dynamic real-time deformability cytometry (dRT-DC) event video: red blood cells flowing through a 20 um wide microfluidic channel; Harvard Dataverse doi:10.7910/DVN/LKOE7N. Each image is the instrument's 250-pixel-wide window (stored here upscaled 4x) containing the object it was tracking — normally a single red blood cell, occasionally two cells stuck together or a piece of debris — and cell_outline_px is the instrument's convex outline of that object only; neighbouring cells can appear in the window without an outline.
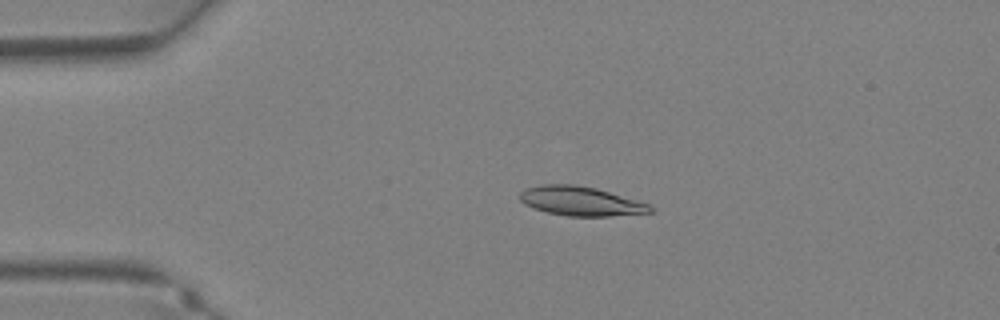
{"species": "Egyptian fruit bat (a non-hibernating species)", "species_latin": "Rousettus aegyptiacus", "temperature_condition": "warm", "stored_images_in_passage": 36, "camera_frame_rate_fps": 3000, "um_per_image_px": 0.085, "animal": {"sex": "female"}, "frame": {"image": 1, "passage_image": 7, "time_ms": 2.0, "image_size_px": [1000, 320], "cell_outline_px": [[652, 212], [608, 216], [568, 216], [548, 212], [532, 208], [524, 204], [520, 200], [520, 192], [524, 188], [544, 184], [576, 184], [596, 188], [636, 200], [648, 204], [652, 208]], "centroid_in_image_um": [49.3, 17.09], "position_along_channel_um": 35.7, "area_um2": 22.08}}
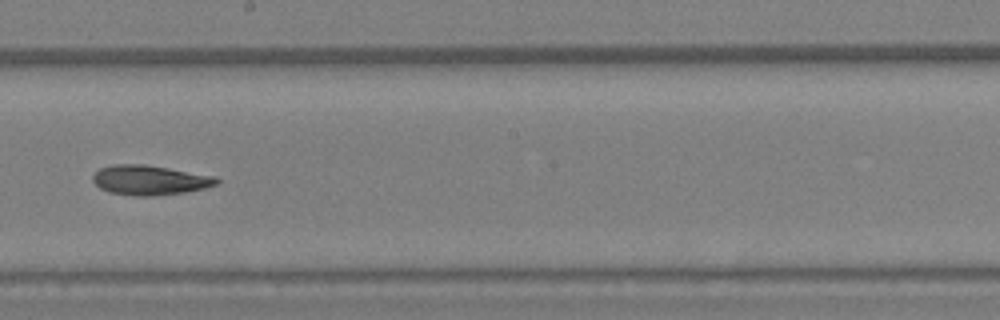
{"frame": {"image": 2, "passage_image": 20, "time_ms": 6.333, "image_size_px": [1000, 320], "cell_outline_px": [[220, 180], [216, 184], [204, 188], [184, 192], [148, 196], [136, 196], [108, 192], [100, 188], [92, 180], [92, 176], [100, 168], [112, 164], [144, 164], [216, 176]], "centroid_in_image_um": [12.71, 15.3], "position_along_channel_um": 235.5, "area_um2": 21.33}}
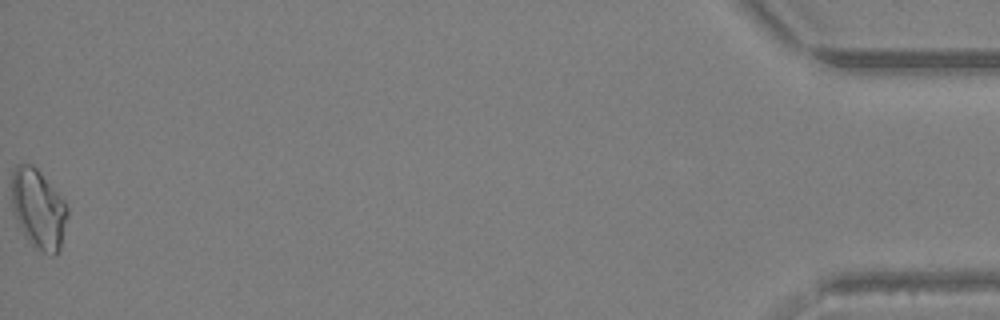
{"frame": {"image": 3, "passage_image": 36, "time_ms": 11.667, "image_size_px": [1000, 320], "cell_outline_px": [[68, 216], [60, 248], [52, 256], [36, 248], [28, 240], [12, 212], [12, 172], [16, 164], [32, 164], [40, 172], [64, 200], [68, 208]], "centroid_in_image_um": [3.26, 17.74], "position_along_channel_um": 431.9, "area_um2": 25.66}}